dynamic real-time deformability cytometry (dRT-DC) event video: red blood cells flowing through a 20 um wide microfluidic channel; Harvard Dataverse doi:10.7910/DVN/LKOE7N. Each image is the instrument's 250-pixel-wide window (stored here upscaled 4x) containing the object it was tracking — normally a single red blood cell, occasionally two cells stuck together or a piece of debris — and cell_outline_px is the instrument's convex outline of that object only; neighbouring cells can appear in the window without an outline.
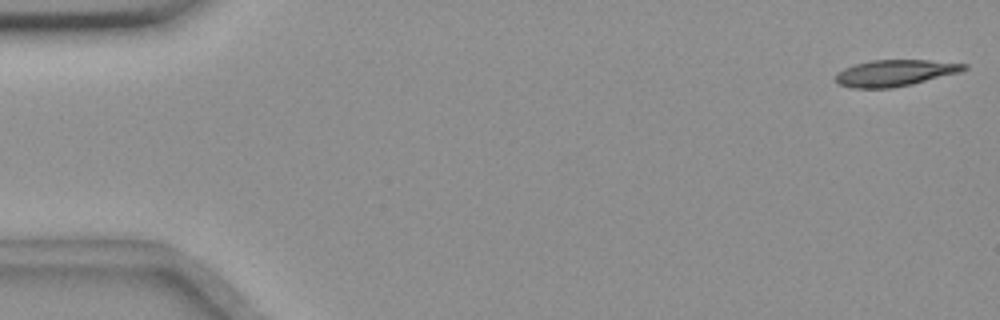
{"species": "common noctule bat (a hibernating species)", "species_latin": "Nyctalus noctula", "temperature_condition": "room temperature", "stored_images_in_passage": 55, "camera_frame_rate_fps": 3000, "um_per_image_px": 0.085, "animal": {"sex": "female", "body_mass_g": 18.4}, "frame": {"image": 1, "passage_image": 1, "time_ms": 0.0, "image_size_px": [1000, 320], "cell_outline_px": [[968, 68], [960, 72], [912, 84], [892, 88], [852, 88], [836, 84], [836, 76], [844, 68], [856, 64], [872, 60], [928, 60], [968, 64]], "centroid_in_image_um": [76.08, 6.21], "position_along_channel_um": 8.9, "area_um2": 19.65}}
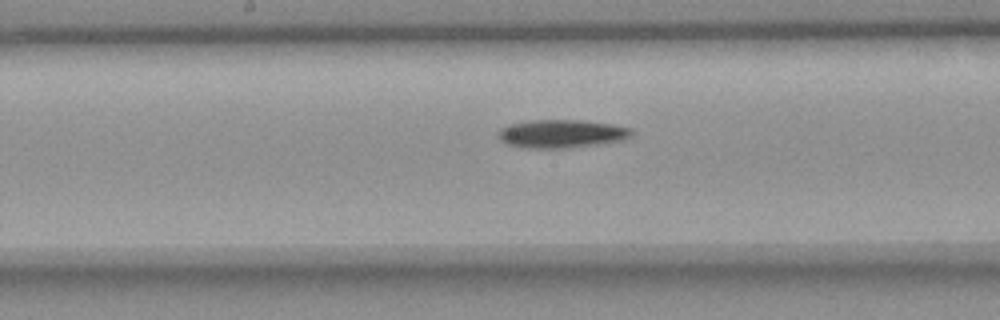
{"frame": {"image": 2, "passage_image": 28, "time_ms": 9.0, "image_size_px": [1000, 320], "cell_outline_px": [[632, 136], [620, 140], [564, 148], [520, 148], [508, 144], [500, 140], [496, 136], [496, 132], [500, 128], [508, 124], [528, 120], [580, 120], [612, 124], [628, 128], [632, 132]], "centroid_in_image_um": [47.6, 11.36], "position_along_channel_um": 200.6, "area_um2": 21.85}}
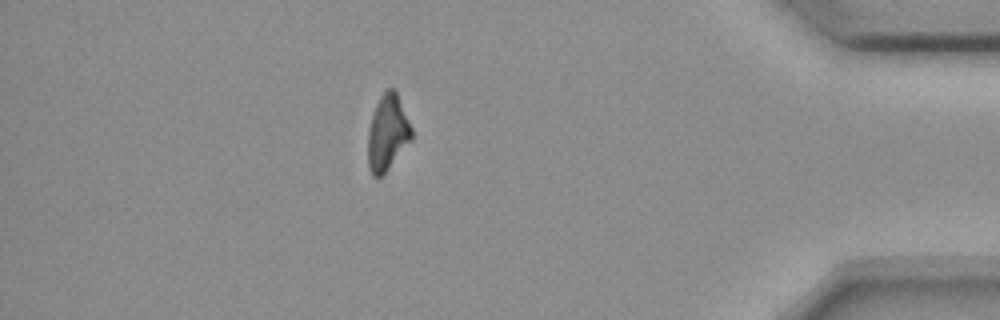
{"frame": {"image": 3, "passage_image": 48, "time_ms": 15.667, "image_size_px": [1000, 320], "cell_outline_px": [[412, 140], [388, 168], [376, 180], [372, 176], [368, 168], [368, 132], [372, 116], [376, 104], [380, 96], [388, 88], [396, 88], [412, 128]], "centroid_in_image_um": [32.94, 11.27], "position_along_channel_um": 402.3, "area_um2": 19.36}, "authors_computed_cell_mechanics": {"area_um2": 20.519, "velocity_mm_per_s": 3.6653, "shape_relaxation_time_tau1_ms": 6.8775, "shape_relaxation_time_tau2_ms": null, "deformation_change_tau1": 0.1804, "deformation_change_tau2": null}}